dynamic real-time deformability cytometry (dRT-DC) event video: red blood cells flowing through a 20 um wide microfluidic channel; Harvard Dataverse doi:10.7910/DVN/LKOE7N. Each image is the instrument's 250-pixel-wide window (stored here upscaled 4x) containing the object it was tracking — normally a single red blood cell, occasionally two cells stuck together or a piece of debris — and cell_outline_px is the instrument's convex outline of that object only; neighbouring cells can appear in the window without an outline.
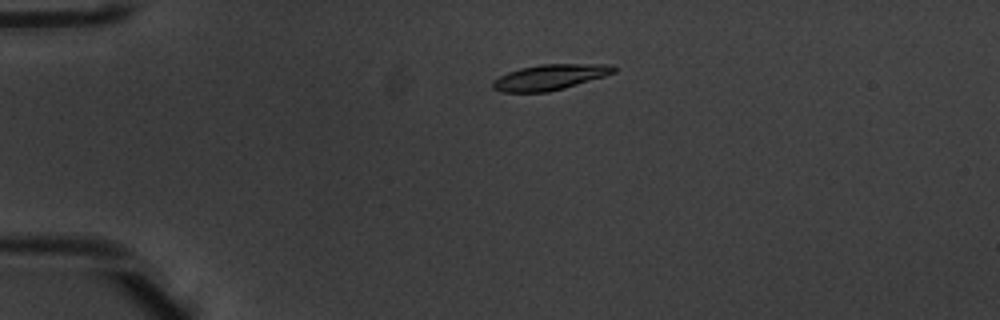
{"species": "common noctule bat (a hibernating species)", "species_latin": "Nyctalus noctula", "temperature_condition": "warm", "stored_images_in_passage": 43, "camera_frame_rate_fps": 3000, "um_per_image_px": 0.085, "animal": {"sex": "male", "body_mass_g": 20.1, "forearm_length_mm": 53.5}, "frame": {"image": 1, "passage_image": 3, "time_ms": 0.667, "image_size_px": [1000, 320], "cell_outline_px": [[616, 72], [604, 76], [564, 88], [548, 92], [500, 92], [492, 88], [492, 80], [508, 72], [520, 68], [540, 64], [612, 64], [616, 68]], "centroid_in_image_um": [46.72, 6.56], "position_along_channel_um": 38.3, "area_um2": 18.03}}
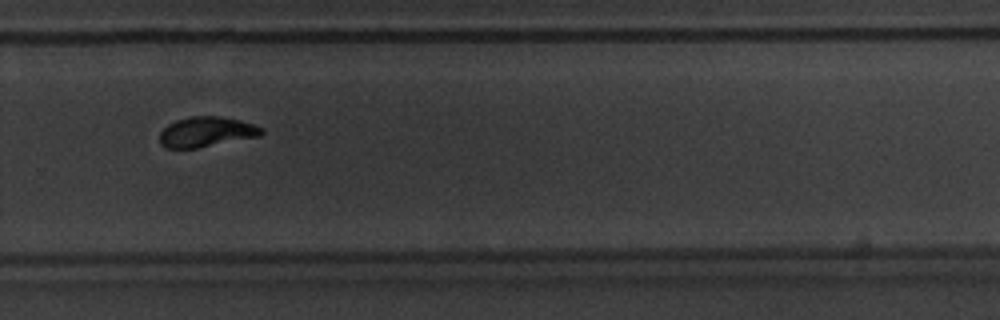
{"frame": {"image": 2, "passage_image": 27, "time_ms": 8.667, "image_size_px": [1000, 320], "cell_outline_px": [[264, 132], [260, 136], [196, 148], [164, 148], [160, 144], [160, 132], [168, 124], [176, 120], [192, 116], [220, 116], [240, 120], [264, 128]], "centroid_in_image_um": [17.54, 11.21], "position_along_channel_um": 312.3, "area_um2": 17.86}}
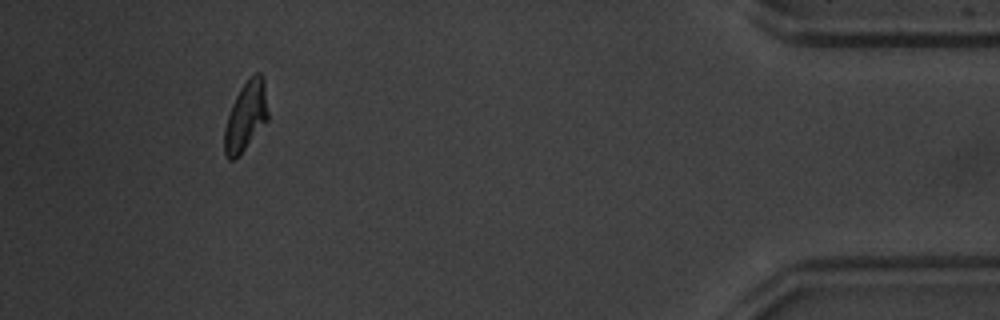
{"frame": {"image": 3, "passage_image": 39, "time_ms": 12.667, "image_size_px": [1000, 320], "cell_outline_px": [[268, 120], [244, 148], [232, 160], [228, 160], [224, 156], [224, 128], [232, 104], [240, 88], [256, 72], [260, 72], [264, 80], [268, 112]], "centroid_in_image_um": [20.89, 9.87], "position_along_channel_um": 414.3, "area_um2": 17.22}, "authors_computed_cell_mechanics": {"area_um2": 18.207, "velocity_mm_per_s": 3.9499, "shape_relaxation_time_tau1_ms": 2.3786, "shape_relaxation_time_tau2_ms": 1.3139, "deformation_change_tau1": 0.1494, "deformation_change_tau2": 0.0445}}